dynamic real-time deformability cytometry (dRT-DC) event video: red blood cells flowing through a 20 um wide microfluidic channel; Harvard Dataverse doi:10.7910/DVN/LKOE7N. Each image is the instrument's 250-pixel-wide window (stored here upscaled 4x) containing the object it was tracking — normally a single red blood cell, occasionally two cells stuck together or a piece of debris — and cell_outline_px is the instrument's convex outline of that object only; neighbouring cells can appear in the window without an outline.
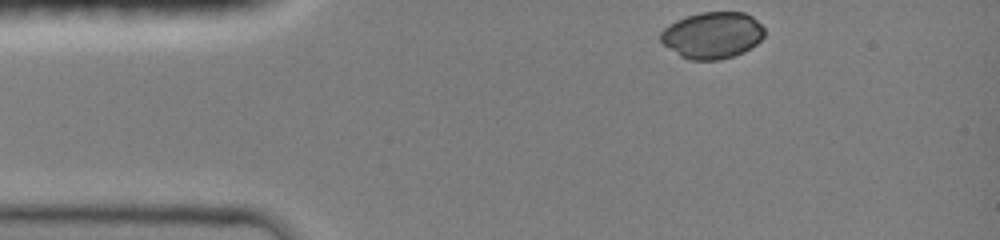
{"species": "common noctule bat (a hibernating species)", "species_latin": "Nyctalus noctula", "temperature_condition": "room temperature", "stored_images_in_passage": 35, "camera_frame_rate_fps": 3000, "um_per_image_px": 0.085, "animal": {"sex": "female", "body_mass_g": 19.0, "forearm_length_mm": 51.5}, "frame": {"image": 1, "passage_image": 1, "time_ms": 0.0, "image_size_px": [1000, 240], "cell_outline_px": [[764, 36], [756, 44], [744, 52], [720, 60], [692, 60], [680, 56], [664, 44], [660, 40], [660, 32], [668, 24], [676, 20], [700, 12], [744, 12], [752, 16], [764, 28]], "centroid_in_image_um": [60.55, 2.99], "position_along_channel_um": 24.5, "area_um2": 28.15}}
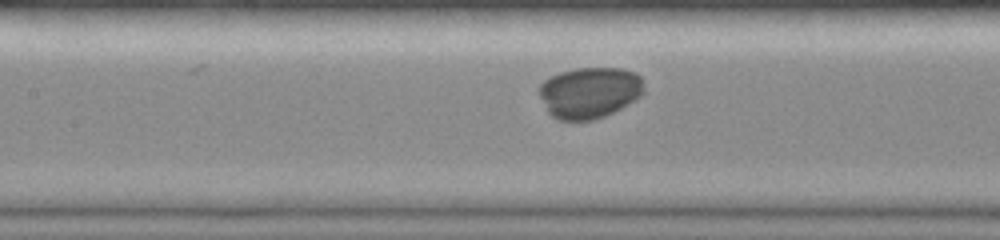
{"frame": {"image": 2, "passage_image": 15, "time_ms": 4.667, "image_size_px": [1000, 240], "cell_outline_px": [[644, 92], [640, 96], [620, 108], [604, 116], [592, 120], [556, 120], [548, 112], [536, 88], [544, 80], [560, 72], [576, 68], [620, 68], [636, 72], [644, 80]], "centroid_in_image_um": [50.1, 7.85], "position_along_channel_um": 157.3, "area_um2": 31.39}}
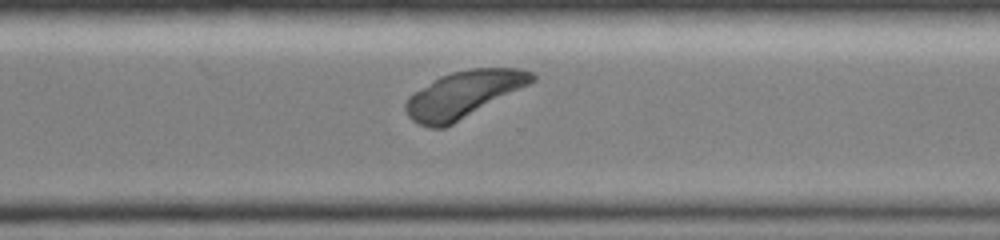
{"frame": {"image": 3, "passage_image": 28, "time_ms": 9.0, "image_size_px": [1000, 240], "cell_outline_px": [[536, 80], [452, 124], [444, 128], [428, 128], [412, 120], [408, 116], [404, 108], [404, 104], [408, 96], [440, 76], [452, 72], [468, 68], [520, 68], [532, 72], [536, 76]], "centroid_in_image_um": [39.36, 8.01], "position_along_channel_um": 331.2, "area_um2": 33.93}}